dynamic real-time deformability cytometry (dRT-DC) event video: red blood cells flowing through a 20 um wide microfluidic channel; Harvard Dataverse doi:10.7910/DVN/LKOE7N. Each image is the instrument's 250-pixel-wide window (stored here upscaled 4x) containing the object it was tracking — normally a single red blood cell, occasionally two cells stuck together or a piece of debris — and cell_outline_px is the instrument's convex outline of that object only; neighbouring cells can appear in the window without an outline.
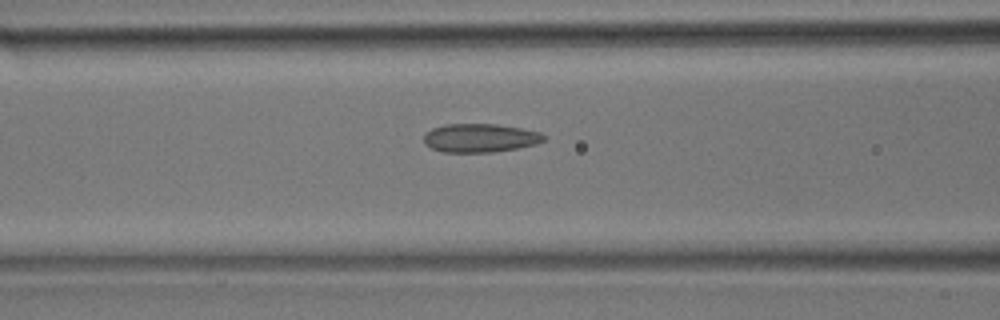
{"species": "common noctule bat (a hibernating species)", "species_latin": "Nyctalus noctula", "temperature_condition": "room temperature", "stored_images_in_passage": 38, "camera_frame_rate_fps": 3000, "um_per_image_px": 0.085, "animal": {"sex": "male", "body_mass_g": 17.9}, "frame": {"image": 1, "passage_image": 15, "time_ms": 4.667, "image_size_px": [1000, 320], "cell_outline_px": [[548, 136], [544, 140], [536, 144], [520, 148], [496, 152], [444, 152], [432, 148], [424, 144], [424, 136], [432, 128], [444, 124], [496, 124], [520, 128], [540, 132]], "centroid_in_image_um": [40.84, 11.73], "position_along_channel_um": 125.8, "area_um2": 20.11}}
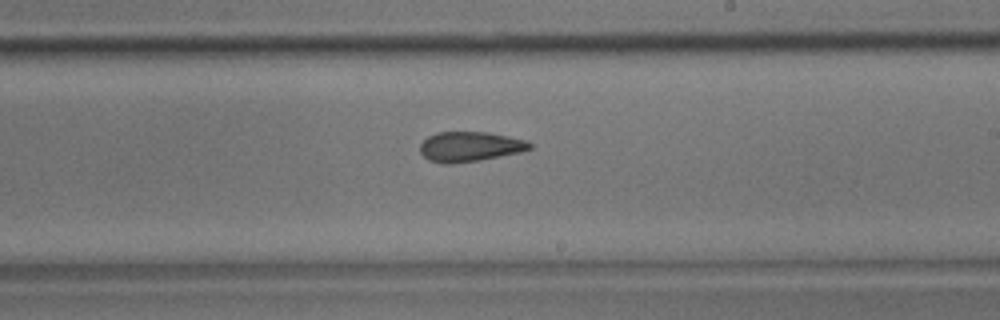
{"frame": {"image": 2, "passage_image": 22, "time_ms": 7.0, "image_size_px": [1000, 320], "cell_outline_px": [[532, 148], [520, 152], [480, 160], [448, 164], [444, 164], [428, 160], [420, 152], [420, 144], [428, 136], [436, 132], [488, 132], [528, 140], [532, 144]], "centroid_in_image_um": [39.94, 12.46], "position_along_channel_um": 249.1, "area_um2": 19.19}}
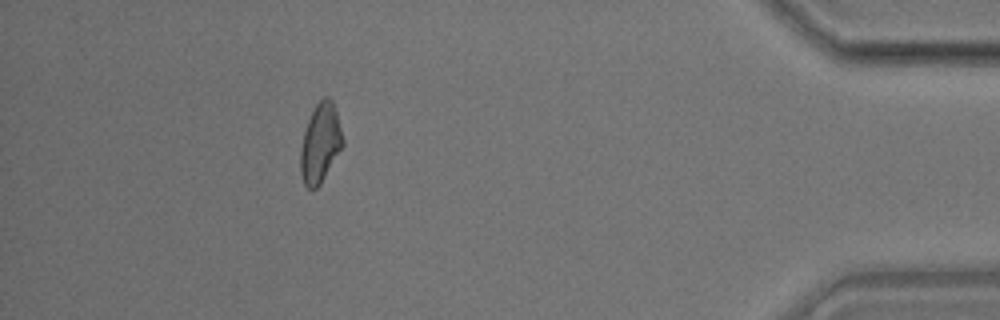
{"frame": {"image": 3, "passage_image": 34, "time_ms": 11.0, "image_size_px": [1000, 320], "cell_outline_px": [[344, 144], [320, 184], [312, 192], [304, 184], [300, 172], [300, 152], [304, 132], [308, 120], [316, 104], [324, 96], [328, 96], [332, 100], [336, 112], [344, 140]], "centroid_in_image_um": [27.22, 12.18], "position_along_channel_um": 408.0, "area_um2": 19.36}}